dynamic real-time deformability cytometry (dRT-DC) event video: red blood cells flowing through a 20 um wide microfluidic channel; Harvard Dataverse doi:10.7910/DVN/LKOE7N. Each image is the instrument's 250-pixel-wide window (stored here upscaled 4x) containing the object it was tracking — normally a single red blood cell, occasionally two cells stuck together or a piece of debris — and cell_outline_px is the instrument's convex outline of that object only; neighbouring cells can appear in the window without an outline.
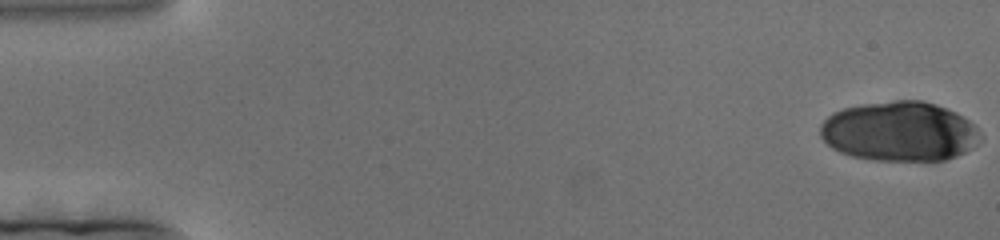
{"species": "human", "species_latin": "Homo sapiens", "temperature_condition": "cold", "stored_images_in_passage": 68, "camera_frame_rate_fps": 3000, "um_per_image_px": 0.085, "donor": {"sex": "female"}, "frame": {"image": 1, "passage_image": 1, "time_ms": 0.0, "image_size_px": [1000, 240], "cell_outline_px": [[976, 144], [964, 152], [956, 156], [944, 160], [872, 160], [852, 156], [840, 152], [832, 148], [820, 136], [820, 124], [832, 112], [844, 108], [864, 104], [896, 100], [920, 100], [936, 104], [956, 112], [968, 120], [976, 128]], "centroid_in_image_um": [76.39, 11.16], "position_along_channel_um": 8.6, "area_um2": 55.2}}
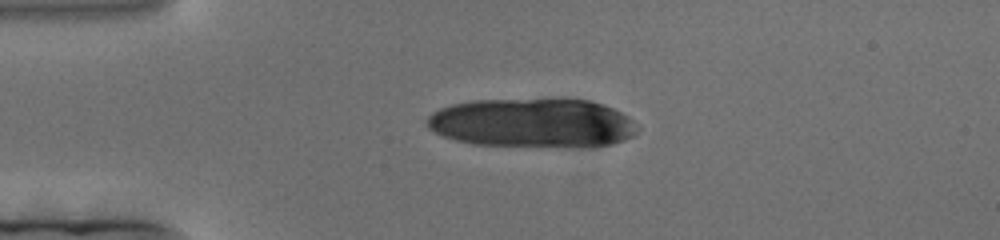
{"frame": {"image": 2, "passage_image": 45, "time_ms": 14.667, "image_size_px": [1000, 240], "cell_outline_px": [[640, 128], [632, 136], [624, 140], [612, 144], [596, 148], [564, 148], [472, 144], [456, 140], [444, 136], [428, 128], [424, 120], [432, 112], [440, 108], [452, 104], [472, 100], [564, 96], [588, 100], [612, 108], [628, 116]], "centroid_in_image_um": [45.3, 10.44], "position_along_channel_um": 39.7, "area_um2": 62.6}}